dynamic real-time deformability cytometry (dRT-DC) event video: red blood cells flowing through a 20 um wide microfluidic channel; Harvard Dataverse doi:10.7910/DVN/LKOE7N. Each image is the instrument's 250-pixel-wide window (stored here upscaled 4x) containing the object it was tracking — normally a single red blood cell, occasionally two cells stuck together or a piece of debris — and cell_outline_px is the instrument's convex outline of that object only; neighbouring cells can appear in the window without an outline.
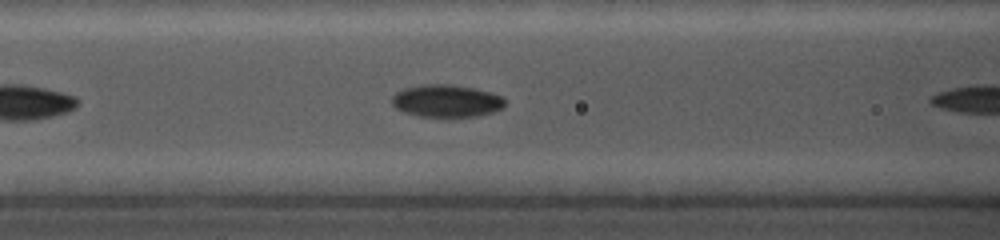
{"species": "common noctule bat (a hibernating species)", "species_latin": "Nyctalus noctula", "temperature_condition": "cold", "stored_images_in_passage": 11, "camera_frame_rate_fps": 5000, "um_per_image_px": 0.085, "animal": {"sex": "female", "body_mass_g": 19.0, "forearm_length_mm": 56.7}, "frame": {"image": 1, "passage_image": 10, "time_ms": 2.6, "image_size_px": [1000, 240], "cell_outline_px": [[504, 108], [492, 112], [476, 116], [420, 116], [404, 112], [396, 108], [392, 104], [392, 96], [396, 92], [404, 88], [420, 84], [448, 84], [472, 88], [488, 92], [500, 96], [504, 100]], "centroid_in_image_um": [37.91, 8.57], "position_along_channel_um": 128.7, "area_um2": 21.1}}